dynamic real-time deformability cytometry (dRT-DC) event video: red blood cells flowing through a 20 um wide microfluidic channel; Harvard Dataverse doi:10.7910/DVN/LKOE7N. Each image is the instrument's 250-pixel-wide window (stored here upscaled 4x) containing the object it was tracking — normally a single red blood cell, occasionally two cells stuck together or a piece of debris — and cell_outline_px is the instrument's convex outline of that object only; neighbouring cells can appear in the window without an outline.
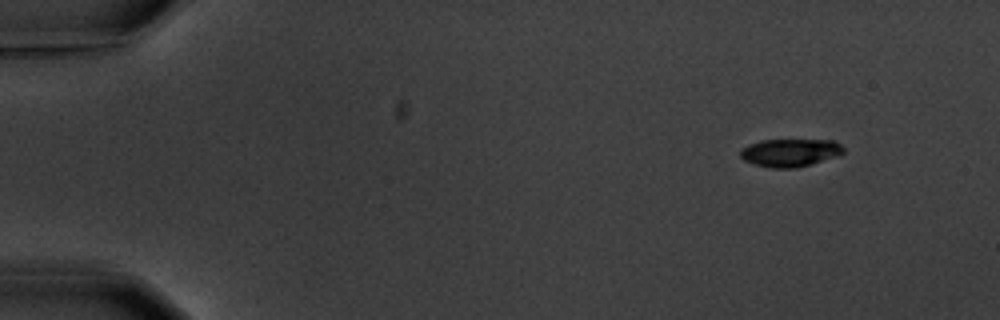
{"species": "common noctule bat (a hibernating species)", "species_latin": "Nyctalus noctula", "temperature_condition": "warm", "stored_images_in_passage": 9, "camera_frame_rate_fps": 3000, "um_per_image_px": 0.085, "animal": {"sex": "male", "body_mass_g": 20.1, "forearm_length_mm": 53.5}, "frame": {"image": 1, "passage_image": 1, "time_ms": 0.0, "image_size_px": [1000, 320], "cell_outline_px": [[844, 152], [796, 168], [772, 168], [756, 164], [744, 160], [740, 156], [740, 148], [748, 144], [764, 140], [832, 140], [840, 144], [844, 148]], "centroid_in_image_um": [67.09, 12.96], "position_along_channel_um": 17.9, "area_um2": 16.36}}
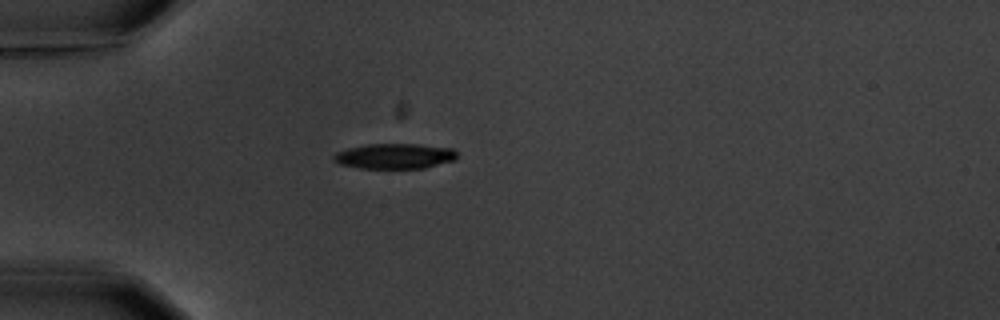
{"frame": {"image": 2, "passage_image": 4, "time_ms": 3.667, "image_size_px": [1000, 320], "cell_outline_px": [[456, 160], [424, 168], [360, 168], [340, 164], [332, 160], [332, 156], [336, 152], [348, 148], [368, 144], [420, 144], [452, 148], [456, 152]], "centroid_in_image_um": [33.54, 13.27], "position_along_channel_um": 51.5, "area_um2": 18.21}}